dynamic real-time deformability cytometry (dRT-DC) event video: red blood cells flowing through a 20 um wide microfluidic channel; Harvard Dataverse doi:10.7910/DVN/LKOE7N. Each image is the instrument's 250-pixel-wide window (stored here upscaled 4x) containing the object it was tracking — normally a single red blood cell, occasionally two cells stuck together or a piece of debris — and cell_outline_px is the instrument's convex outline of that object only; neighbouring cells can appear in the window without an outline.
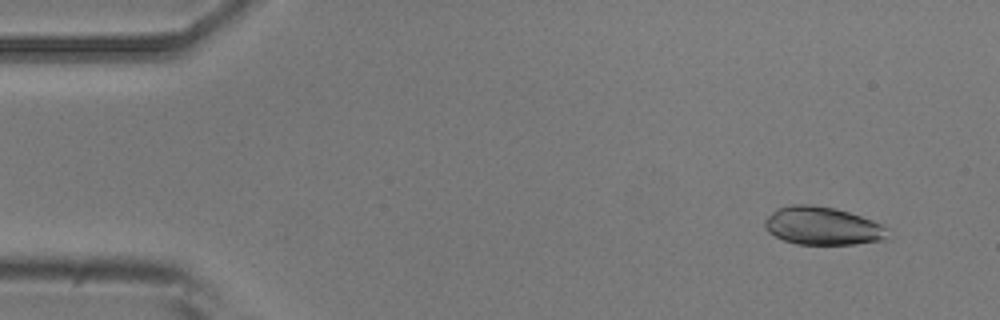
{"species": "common noctule bat (a hibernating species)", "species_latin": "Nyctalus noctula", "temperature_condition": "room temperature", "stored_images_in_passage": 54, "camera_frame_rate_fps": 3000, "um_per_image_px": 0.085, "animal": {"sex": "male", "body_mass_g": 20.5, "forearm_length_mm": 52.5}, "frame": {"image": 1, "passage_image": 4, "time_ms": 1.0, "image_size_px": [1000, 320], "cell_outline_px": [[888, 240], [856, 244], [796, 244], [784, 240], [768, 232], [764, 228], [764, 220], [776, 208], [792, 204], [808, 204], [832, 208], [848, 212], [872, 220], [880, 224], [884, 228]], "centroid_in_image_um": [69.87, 19.21], "position_along_channel_um": 15.1, "area_um2": 27.11}}
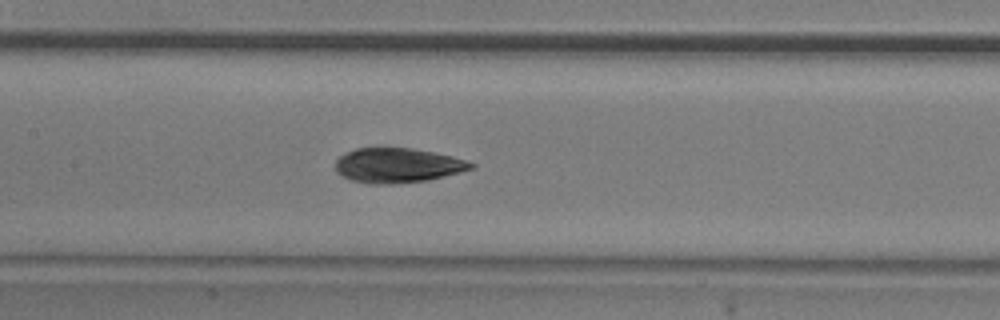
{"frame": {"image": 2, "passage_image": 25, "time_ms": 8.0, "image_size_px": [1000, 320], "cell_outline_px": [[476, 168], [428, 180], [392, 184], [368, 184], [352, 180], [340, 176], [336, 172], [336, 160], [340, 156], [356, 148], [412, 148], [452, 156], [476, 164]], "centroid_in_image_um": [33.79, 14.07], "position_along_channel_um": 173.6, "area_um2": 27.4}}
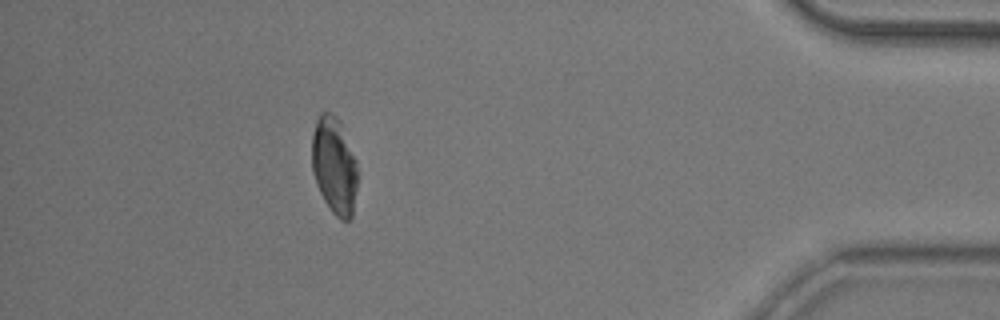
{"frame": {"image": 3, "passage_image": 48, "time_ms": 15.667, "image_size_px": [1000, 320], "cell_outline_px": [[356, 188], [352, 216], [348, 220], [340, 220], [332, 212], [324, 200], [316, 184], [312, 172], [312, 136], [316, 120], [320, 112], [332, 112], [336, 116], [340, 124], [356, 160]], "centroid_in_image_um": [28.38, 14.08], "position_along_channel_um": 406.8, "area_um2": 25.55}, "authors_computed_cell_mechanics": {"area_um2": 27.3972, "velocity_mm_per_s": 3.7093, "shape_relaxation_time_tau1_ms": 4.5752, "shape_relaxation_time_tau2_ms": 2.7749, "deformation_change_tau1": 0.1719, "deformation_change_tau2": 0.0781}}